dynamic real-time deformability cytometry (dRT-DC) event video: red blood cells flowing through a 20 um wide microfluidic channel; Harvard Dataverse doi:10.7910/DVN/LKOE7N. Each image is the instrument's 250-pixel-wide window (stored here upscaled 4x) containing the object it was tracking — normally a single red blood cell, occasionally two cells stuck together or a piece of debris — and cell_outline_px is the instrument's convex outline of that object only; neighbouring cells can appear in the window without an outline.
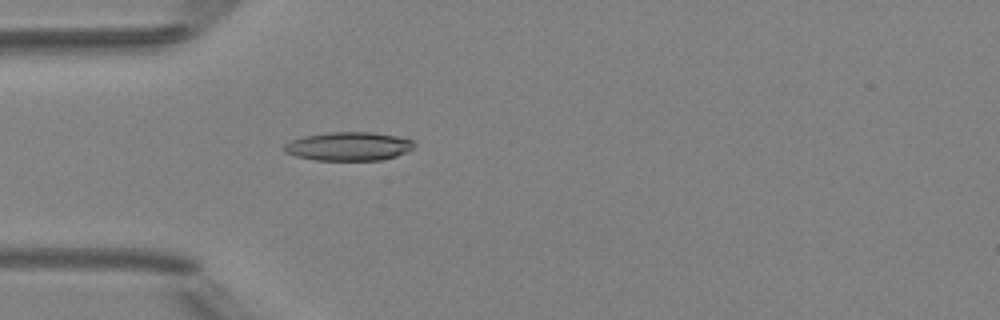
{"species": "Egyptian fruit bat (a non-hibernating species)", "species_latin": "Rousettus aegyptiacus", "temperature_condition": "room temperature", "stored_images_in_passage": 4, "camera_frame_rate_fps": 3000, "um_per_image_px": 0.085, "animal": {"sex": "female"}, "frame": {"image": 1, "passage_image": 4, "time_ms": 3.667, "image_size_px": [1000, 320], "cell_outline_px": [[416, 148], [408, 152], [396, 156], [380, 160], [316, 160], [296, 156], [284, 152], [284, 144], [292, 140], [304, 136], [328, 132], [372, 132], [396, 136], [412, 140], [416, 144]], "centroid_in_image_um": [29.67, 12.44], "position_along_channel_um": 55.3, "area_um2": 21.79}}